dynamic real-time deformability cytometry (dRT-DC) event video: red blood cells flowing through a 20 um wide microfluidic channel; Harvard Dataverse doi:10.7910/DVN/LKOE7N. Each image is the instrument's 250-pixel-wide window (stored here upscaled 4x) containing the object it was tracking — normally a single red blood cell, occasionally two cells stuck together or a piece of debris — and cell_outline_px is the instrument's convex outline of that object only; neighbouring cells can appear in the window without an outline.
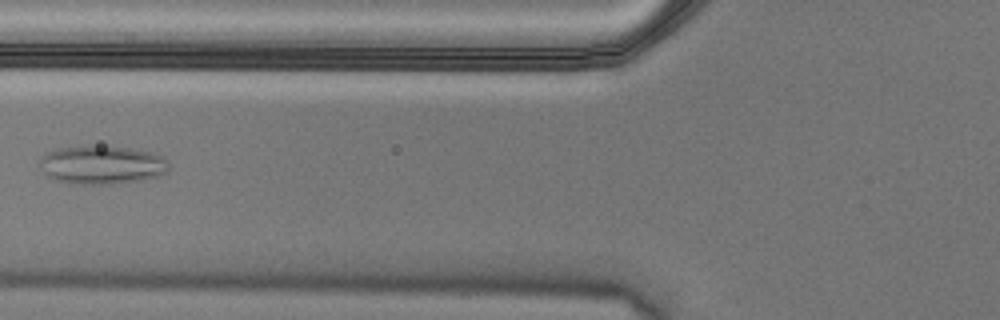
{"species": "Egyptian fruit bat (a non-hibernating species)", "species_latin": "Rousettus aegyptiacus", "temperature_condition": "cold", "stored_images_in_passage": 7, "camera_frame_rate_fps": 3000, "um_per_image_px": 0.085, "animal": {"sex": "male"}, "frame": {"image": 1, "passage_image": 7, "time_ms": 2.0, "image_size_px": [1000, 320], "cell_outline_px": [[168, 172], [160, 176], [140, 180], [108, 184], [68, 184], [56, 180], [40, 172], [40, 156], [44, 152], [56, 148], [88, 144], [128, 148], [148, 152], [164, 156], [168, 160]], "centroid_in_image_um": [8.6, 14.0], "position_along_channel_um": 117.2, "area_um2": 29.71}}